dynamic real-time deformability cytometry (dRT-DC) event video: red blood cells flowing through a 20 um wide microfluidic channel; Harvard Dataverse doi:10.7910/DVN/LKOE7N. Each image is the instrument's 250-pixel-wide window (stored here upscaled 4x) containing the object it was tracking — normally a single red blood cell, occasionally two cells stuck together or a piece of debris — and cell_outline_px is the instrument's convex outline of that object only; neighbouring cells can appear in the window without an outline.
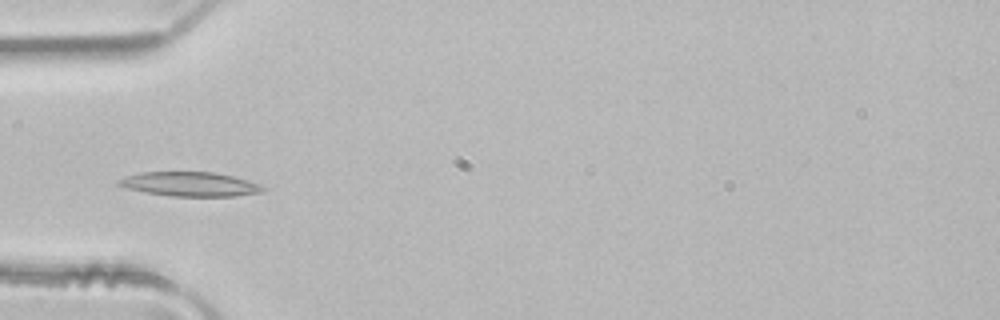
{"species": "common noctule bat (a hibernating species)", "species_latin": "Nyctalus noctula", "temperature_condition": "room temperature", "stored_images_in_passage": 3, "camera_frame_rate_fps": 3000, "um_per_image_px": 0.085, "animal": {"sex": "male", "body_mass_g": 21.5, "forearm_length_mm": 52.0}, "frame": {"image": 1, "passage_image": 3, "time_ms": 0.667, "image_size_px": [1000, 320], "cell_outline_px": [[268, 188], [264, 192], [236, 196], [168, 196], [144, 192], [128, 188], [116, 184], [116, 180], [124, 176], [140, 172], [216, 172], [232, 176], [260, 184]], "centroid_in_image_um": [16.15, 15.65], "position_along_channel_um": 68.9, "area_um2": 20.63}}